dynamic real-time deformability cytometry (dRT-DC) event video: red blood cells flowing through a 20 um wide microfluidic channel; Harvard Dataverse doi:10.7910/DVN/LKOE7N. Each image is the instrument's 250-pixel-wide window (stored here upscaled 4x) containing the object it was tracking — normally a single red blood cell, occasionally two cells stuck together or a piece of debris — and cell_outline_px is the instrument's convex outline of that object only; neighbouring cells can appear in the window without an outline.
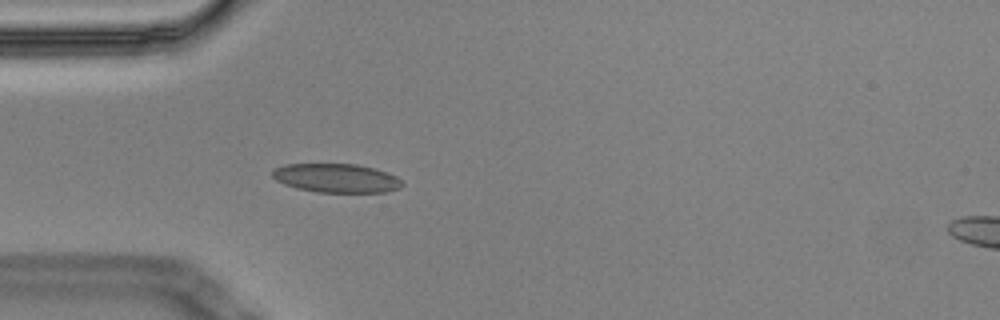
{"species": "Egyptian fruit bat (a non-hibernating species)", "species_latin": "Rousettus aegyptiacus", "temperature_condition": "cold", "stored_images_in_passage": 5, "camera_frame_rate_fps": 3000, "um_per_image_px": 0.085, "animal": {"sex": "male"}, "frame": {"image": 1, "passage_image": 5, "time_ms": 1.333, "image_size_px": [1000, 320], "cell_outline_px": [[404, 184], [400, 188], [388, 192], [316, 192], [296, 188], [284, 184], [276, 180], [272, 176], [272, 172], [276, 168], [284, 164], [356, 164], [372, 168], [396, 176]], "centroid_in_image_um": [28.58, 15.14], "position_along_channel_um": 56.4, "area_um2": 21.73}}